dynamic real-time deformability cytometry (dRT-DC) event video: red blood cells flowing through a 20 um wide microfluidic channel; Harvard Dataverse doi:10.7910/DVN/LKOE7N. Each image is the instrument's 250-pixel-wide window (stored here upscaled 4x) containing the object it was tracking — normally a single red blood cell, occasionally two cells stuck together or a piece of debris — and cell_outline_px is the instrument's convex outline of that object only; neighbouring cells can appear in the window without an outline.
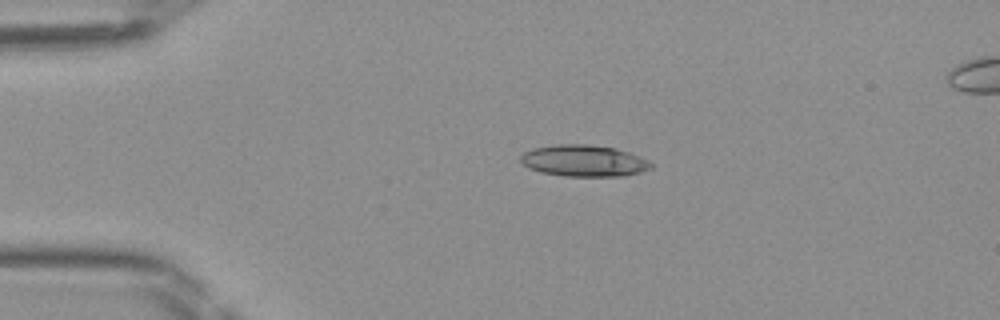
{"species": "Egyptian fruit bat (a non-hibernating species)", "species_latin": "Rousettus aegyptiacus", "temperature_condition": "room temperature", "stored_images_in_passage": 38, "camera_frame_rate_fps": 3000, "um_per_image_px": 0.085, "frame": {"image": 1, "passage_image": 1, "time_ms": 0.0, "image_size_px": [1000, 320], "cell_outline_px": [[652, 168], [640, 172], [624, 176], [564, 176], [540, 172], [528, 168], [520, 160], [520, 156], [524, 152], [532, 148], [556, 144], [588, 144], [616, 148], [640, 156], [648, 160], [652, 164]], "centroid_in_image_um": [49.62, 13.66], "position_along_channel_um": 35.4, "area_um2": 24.1}}
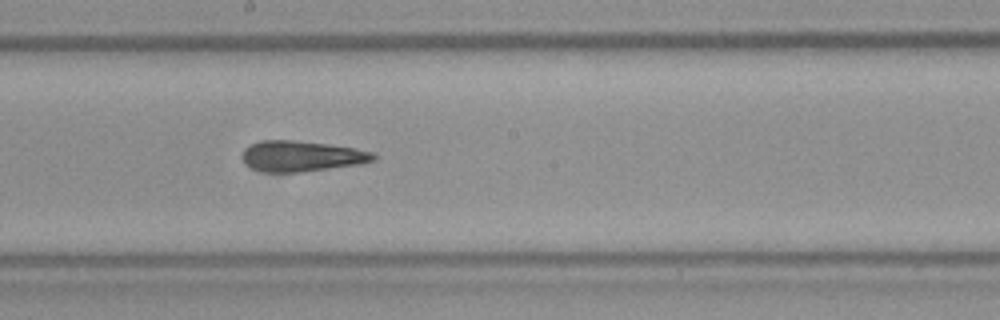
{"frame": {"image": 2, "passage_image": 17, "time_ms": 5.333, "image_size_px": [1000, 320], "cell_outline_px": [[376, 160], [364, 164], [300, 172], [264, 172], [252, 168], [244, 164], [240, 156], [244, 148], [252, 144], [264, 140], [292, 140], [328, 144], [376, 152]], "centroid_in_image_um": [25.64, 13.28], "position_along_channel_um": 222.6, "area_um2": 23.7}}
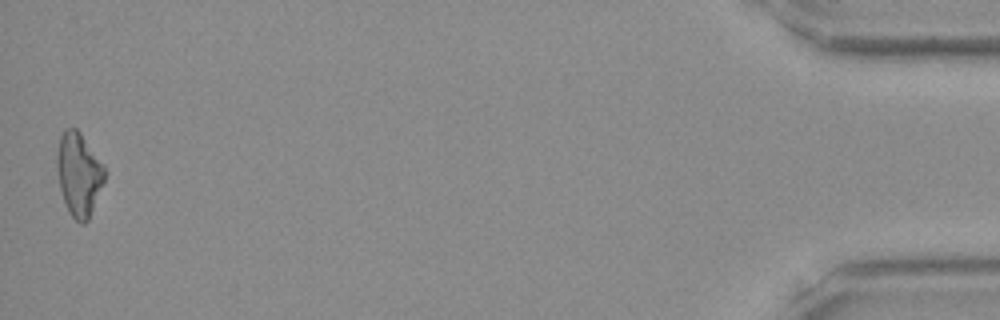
{"frame": {"image": 3, "passage_image": 38, "time_ms": 12.333, "image_size_px": [1000, 320], "cell_outline_px": [[104, 180], [88, 220], [84, 224], [80, 224], [68, 212], [60, 188], [56, 164], [56, 152], [60, 136], [64, 128], [76, 128], [80, 132], [104, 164]], "centroid_in_image_um": [6.68, 14.78], "position_along_channel_um": 428.5, "area_um2": 23.06}}